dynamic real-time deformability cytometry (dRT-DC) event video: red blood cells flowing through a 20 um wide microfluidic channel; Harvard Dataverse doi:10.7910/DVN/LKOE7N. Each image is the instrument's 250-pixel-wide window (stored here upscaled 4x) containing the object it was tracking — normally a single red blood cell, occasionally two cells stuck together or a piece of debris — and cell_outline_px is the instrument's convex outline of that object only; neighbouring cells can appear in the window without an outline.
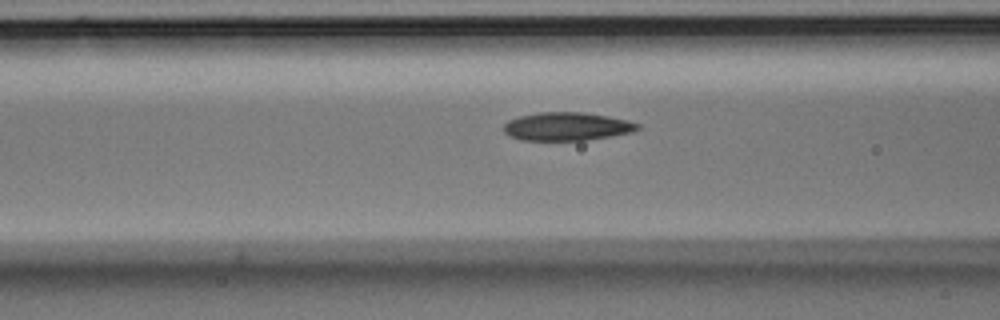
{"species": "Egyptian fruit bat (a non-hibernating species)", "species_latin": "Rousettus aegyptiacus", "temperature_condition": "room temperature", "stored_images_in_passage": 20, "camera_frame_rate_fps": 3000, "um_per_image_px": 0.085, "animal": {"sex": "male"}, "frame": {"image": 1, "passage_image": 18, "time_ms": 5.667, "image_size_px": [1000, 320], "cell_outline_px": [[640, 128], [632, 132], [584, 140], [520, 140], [504, 132], [504, 124], [508, 120], [520, 116], [540, 112], [584, 112], [608, 116], [628, 120], [640, 124]], "centroid_in_image_um": [48.19, 10.74], "position_along_channel_um": 118.4, "area_um2": 21.91}}